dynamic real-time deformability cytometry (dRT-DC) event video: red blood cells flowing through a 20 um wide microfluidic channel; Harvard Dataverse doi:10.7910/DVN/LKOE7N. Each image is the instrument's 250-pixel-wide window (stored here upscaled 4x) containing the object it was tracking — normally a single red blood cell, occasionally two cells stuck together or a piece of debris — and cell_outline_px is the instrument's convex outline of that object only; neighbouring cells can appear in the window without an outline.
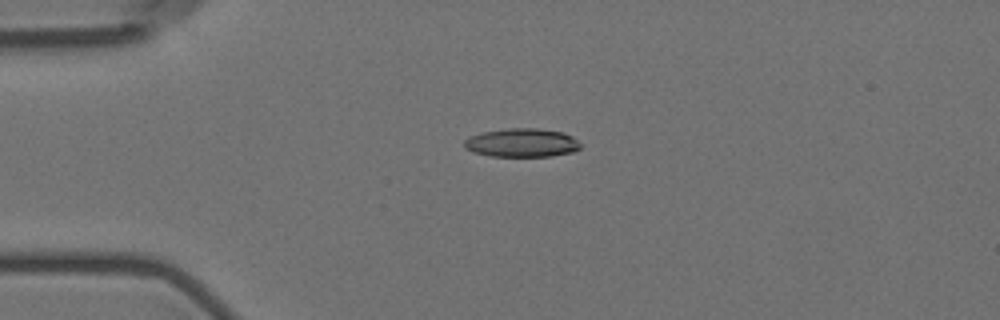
{"species": "Egyptian fruit bat (a non-hibernating species)", "species_latin": "Rousettus aegyptiacus", "temperature_condition": "room temperature", "stored_images_in_passage": 5, "camera_frame_rate_fps": 3000, "um_per_image_px": 0.085, "animal": {"sex": "female"}, "frame": {"image": 1, "passage_image": 4, "time_ms": 3.667, "image_size_px": [1000, 320], "cell_outline_px": [[580, 148], [572, 152], [552, 156], [492, 156], [472, 152], [464, 148], [464, 140], [468, 136], [484, 132], [508, 128], [536, 128], [564, 132], [572, 136], [580, 144]], "centroid_in_image_um": [44.34, 12.13], "position_along_channel_um": 40.7, "area_um2": 19.42}}